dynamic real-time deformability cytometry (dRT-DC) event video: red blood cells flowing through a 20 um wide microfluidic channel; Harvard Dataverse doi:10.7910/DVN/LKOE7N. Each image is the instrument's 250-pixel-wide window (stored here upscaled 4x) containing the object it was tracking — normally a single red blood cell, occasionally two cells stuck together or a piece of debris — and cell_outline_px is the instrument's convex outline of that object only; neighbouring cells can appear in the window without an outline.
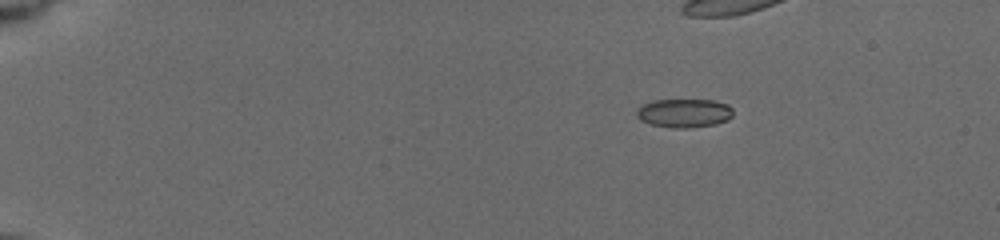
{"species": "common noctule bat (a hibernating species)", "species_latin": "Nyctalus noctula", "temperature_condition": "cold", "stored_images_in_passage": 14, "camera_frame_rate_fps": 3000, "um_per_image_px": 0.085, "animal": {"sex": "female", "body_mass_g": 19.5, "forearm_length_mm": 54.1}, "frame": {"image": 1, "passage_image": 3, "time_ms": 2.333, "image_size_px": [1000, 240], "cell_outline_px": [[732, 116], [728, 120], [716, 124], [684, 128], [672, 128], [652, 124], [640, 120], [636, 116], [636, 108], [652, 100], [712, 100], [728, 104], [732, 108]], "centroid_in_image_um": [58.14, 9.61], "position_along_channel_um": 26.9, "area_um2": 16.18}}
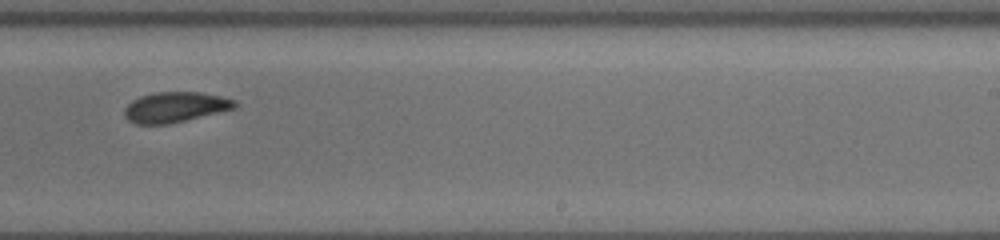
{"frame": {"image": 2, "passage_image": 12, "time_ms": 12.333, "image_size_px": [1000, 240], "cell_outline_px": [[236, 108], [168, 124], [136, 124], [128, 120], [124, 116], [124, 108], [132, 100], [140, 96], [152, 92], [200, 92], [220, 96], [236, 100]], "centroid_in_image_um": [14.86, 9.1], "position_along_channel_um": 274.1, "area_um2": 19.48}}
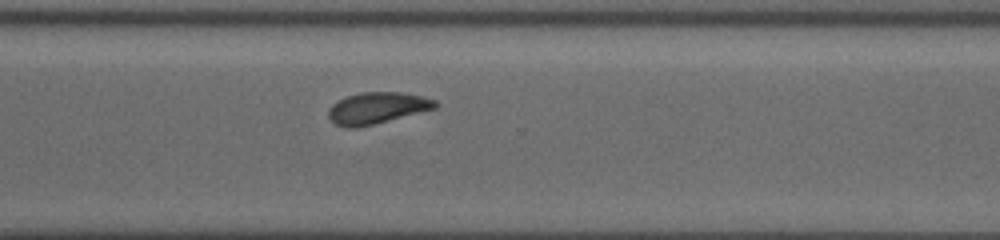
{"frame": {"image": 3, "passage_image": 14, "time_ms": 14.0, "image_size_px": [1000, 240], "cell_outline_px": [[440, 104], [436, 108], [356, 128], [348, 128], [336, 124], [328, 116], [328, 108], [332, 104], [348, 96], [360, 92], [400, 92], [420, 96], [436, 100]], "centroid_in_image_um": [32.05, 9.17], "position_along_channel_um": 338.6, "area_um2": 19.31}}